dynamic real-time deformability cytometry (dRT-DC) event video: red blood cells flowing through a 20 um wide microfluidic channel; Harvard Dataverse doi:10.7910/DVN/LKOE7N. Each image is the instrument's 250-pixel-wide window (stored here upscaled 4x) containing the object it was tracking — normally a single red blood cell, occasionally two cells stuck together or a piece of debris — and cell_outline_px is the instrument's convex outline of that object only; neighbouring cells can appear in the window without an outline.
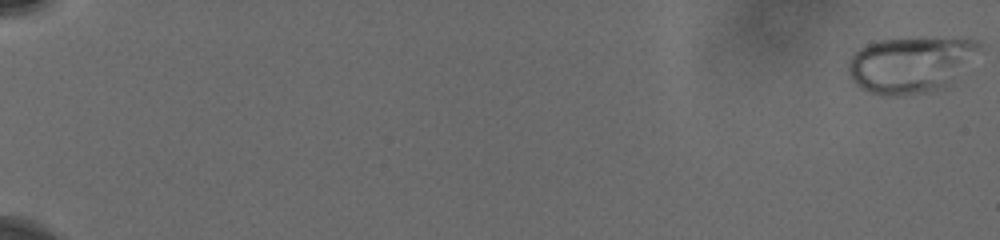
{"species": "human", "species_latin": "Homo sapiens", "temperature_condition": "cold", "stored_images_in_passage": 10, "camera_frame_rate_fps": 3000, "um_per_image_px": 0.085, "donor": {"sex": "male"}, "frame": {"image": 1, "passage_image": 1, "time_ms": 0.0, "image_size_px": [1000, 240], "cell_outline_px": [[980, 44], [952, 88], [936, 92], [904, 96], [880, 96], [868, 92], [860, 88], [848, 76], [848, 60], [860, 48], [868, 44], [880, 40], [968, 36], [980, 40]], "centroid_in_image_um": [77.45, 5.52], "position_along_channel_um": 7.5, "area_um2": 44.16}}